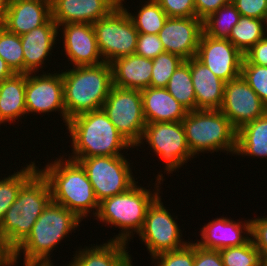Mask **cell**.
<instances>
[{
	"label": "cell",
	"mask_w": 267,
	"mask_h": 266,
	"mask_svg": "<svg viewBox=\"0 0 267 266\" xmlns=\"http://www.w3.org/2000/svg\"><path fill=\"white\" fill-rule=\"evenodd\" d=\"M80 223L73 212L51 201L32 226L28 237L10 254L11 266L19 263L20 253L24 255V266H54L51 252Z\"/></svg>",
	"instance_id": "obj_1"
},
{
	"label": "cell",
	"mask_w": 267,
	"mask_h": 266,
	"mask_svg": "<svg viewBox=\"0 0 267 266\" xmlns=\"http://www.w3.org/2000/svg\"><path fill=\"white\" fill-rule=\"evenodd\" d=\"M64 159L63 156L56 158L54 162H48L44 169L38 168L49 183L52 201L66 207L81 221L90 216L91 209L96 217L99 202L85 169L78 161Z\"/></svg>",
	"instance_id": "obj_2"
},
{
	"label": "cell",
	"mask_w": 267,
	"mask_h": 266,
	"mask_svg": "<svg viewBox=\"0 0 267 266\" xmlns=\"http://www.w3.org/2000/svg\"><path fill=\"white\" fill-rule=\"evenodd\" d=\"M52 201L47 179L38 170L20 189L0 223V241L11 254L30 234L43 210Z\"/></svg>",
	"instance_id": "obj_3"
},
{
	"label": "cell",
	"mask_w": 267,
	"mask_h": 266,
	"mask_svg": "<svg viewBox=\"0 0 267 266\" xmlns=\"http://www.w3.org/2000/svg\"><path fill=\"white\" fill-rule=\"evenodd\" d=\"M67 70L61 73L68 120L102 109L113 86L111 65L103 62L99 65L78 66Z\"/></svg>",
	"instance_id": "obj_4"
},
{
	"label": "cell",
	"mask_w": 267,
	"mask_h": 266,
	"mask_svg": "<svg viewBox=\"0 0 267 266\" xmlns=\"http://www.w3.org/2000/svg\"><path fill=\"white\" fill-rule=\"evenodd\" d=\"M66 126L73 149L69 157L121 156V150L133 147L103 109L78 115L68 120Z\"/></svg>",
	"instance_id": "obj_5"
},
{
	"label": "cell",
	"mask_w": 267,
	"mask_h": 266,
	"mask_svg": "<svg viewBox=\"0 0 267 266\" xmlns=\"http://www.w3.org/2000/svg\"><path fill=\"white\" fill-rule=\"evenodd\" d=\"M156 178L155 182L157 183L154 187L156 189L153 193L150 189L135 184L126 192L104 199L99 203V210L95 219L104 222V224L122 228L118 235L109 240L128 243L133 234H138L142 230L148 207L160 195L158 188L160 186L158 185L164 179L162 174H158Z\"/></svg>",
	"instance_id": "obj_6"
},
{
	"label": "cell",
	"mask_w": 267,
	"mask_h": 266,
	"mask_svg": "<svg viewBox=\"0 0 267 266\" xmlns=\"http://www.w3.org/2000/svg\"><path fill=\"white\" fill-rule=\"evenodd\" d=\"M181 122L193 156L223 150L235 154L237 130L220 110L188 111Z\"/></svg>",
	"instance_id": "obj_7"
},
{
	"label": "cell",
	"mask_w": 267,
	"mask_h": 266,
	"mask_svg": "<svg viewBox=\"0 0 267 266\" xmlns=\"http://www.w3.org/2000/svg\"><path fill=\"white\" fill-rule=\"evenodd\" d=\"M125 157L124 155L92 156L69 157V159L78 161L85 169L95 197L100 203L104 199L126 192L138 183Z\"/></svg>",
	"instance_id": "obj_8"
},
{
	"label": "cell",
	"mask_w": 267,
	"mask_h": 266,
	"mask_svg": "<svg viewBox=\"0 0 267 266\" xmlns=\"http://www.w3.org/2000/svg\"><path fill=\"white\" fill-rule=\"evenodd\" d=\"M125 0L107 16L93 23L97 44L104 62L135 54L139 32L127 13Z\"/></svg>",
	"instance_id": "obj_9"
},
{
	"label": "cell",
	"mask_w": 267,
	"mask_h": 266,
	"mask_svg": "<svg viewBox=\"0 0 267 266\" xmlns=\"http://www.w3.org/2000/svg\"><path fill=\"white\" fill-rule=\"evenodd\" d=\"M102 109L117 131L136 148L147 124L143 114L141 90L113 85Z\"/></svg>",
	"instance_id": "obj_10"
},
{
	"label": "cell",
	"mask_w": 267,
	"mask_h": 266,
	"mask_svg": "<svg viewBox=\"0 0 267 266\" xmlns=\"http://www.w3.org/2000/svg\"><path fill=\"white\" fill-rule=\"evenodd\" d=\"M143 140L148 142L151 150L164 161L166 173L176 171L189 159L194 158L188 147L181 121L147 123L137 147L143 144Z\"/></svg>",
	"instance_id": "obj_11"
},
{
	"label": "cell",
	"mask_w": 267,
	"mask_h": 266,
	"mask_svg": "<svg viewBox=\"0 0 267 266\" xmlns=\"http://www.w3.org/2000/svg\"><path fill=\"white\" fill-rule=\"evenodd\" d=\"M160 197L159 195L148 207L144 225L138 233L139 239L145 243L152 258L163 252L178 250L190 242L181 238V228Z\"/></svg>",
	"instance_id": "obj_12"
},
{
	"label": "cell",
	"mask_w": 267,
	"mask_h": 266,
	"mask_svg": "<svg viewBox=\"0 0 267 266\" xmlns=\"http://www.w3.org/2000/svg\"><path fill=\"white\" fill-rule=\"evenodd\" d=\"M45 73V74H44ZM35 74V75H34ZM26 74L25 105L29 113H51L60 111L65 125L68 123L63 96L62 73Z\"/></svg>",
	"instance_id": "obj_13"
},
{
	"label": "cell",
	"mask_w": 267,
	"mask_h": 266,
	"mask_svg": "<svg viewBox=\"0 0 267 266\" xmlns=\"http://www.w3.org/2000/svg\"><path fill=\"white\" fill-rule=\"evenodd\" d=\"M238 130L246 123L267 113V106L242 76L225 83L223 102L219 109Z\"/></svg>",
	"instance_id": "obj_14"
},
{
	"label": "cell",
	"mask_w": 267,
	"mask_h": 266,
	"mask_svg": "<svg viewBox=\"0 0 267 266\" xmlns=\"http://www.w3.org/2000/svg\"><path fill=\"white\" fill-rule=\"evenodd\" d=\"M196 58L225 83L241 76L244 55L228 39L202 33Z\"/></svg>",
	"instance_id": "obj_15"
},
{
	"label": "cell",
	"mask_w": 267,
	"mask_h": 266,
	"mask_svg": "<svg viewBox=\"0 0 267 266\" xmlns=\"http://www.w3.org/2000/svg\"><path fill=\"white\" fill-rule=\"evenodd\" d=\"M202 33L203 21L197 17H168L158 35L165 52L188 60L196 57Z\"/></svg>",
	"instance_id": "obj_16"
},
{
	"label": "cell",
	"mask_w": 267,
	"mask_h": 266,
	"mask_svg": "<svg viewBox=\"0 0 267 266\" xmlns=\"http://www.w3.org/2000/svg\"><path fill=\"white\" fill-rule=\"evenodd\" d=\"M60 26L63 29V50L73 67L94 66L104 62L98 48L93 24L66 23L59 25L58 29L61 30Z\"/></svg>",
	"instance_id": "obj_17"
},
{
	"label": "cell",
	"mask_w": 267,
	"mask_h": 266,
	"mask_svg": "<svg viewBox=\"0 0 267 266\" xmlns=\"http://www.w3.org/2000/svg\"><path fill=\"white\" fill-rule=\"evenodd\" d=\"M119 5V0H55L51 18L57 24L90 23L107 16Z\"/></svg>",
	"instance_id": "obj_18"
},
{
	"label": "cell",
	"mask_w": 267,
	"mask_h": 266,
	"mask_svg": "<svg viewBox=\"0 0 267 266\" xmlns=\"http://www.w3.org/2000/svg\"><path fill=\"white\" fill-rule=\"evenodd\" d=\"M51 18V6L38 0H9L0 24L19 36L44 25Z\"/></svg>",
	"instance_id": "obj_19"
},
{
	"label": "cell",
	"mask_w": 267,
	"mask_h": 266,
	"mask_svg": "<svg viewBox=\"0 0 267 266\" xmlns=\"http://www.w3.org/2000/svg\"><path fill=\"white\" fill-rule=\"evenodd\" d=\"M248 235L250 236L249 219L242 223L220 217L204 225L201 229V241L197 240L195 244L205 249L221 250L244 245L251 239Z\"/></svg>",
	"instance_id": "obj_20"
},
{
	"label": "cell",
	"mask_w": 267,
	"mask_h": 266,
	"mask_svg": "<svg viewBox=\"0 0 267 266\" xmlns=\"http://www.w3.org/2000/svg\"><path fill=\"white\" fill-rule=\"evenodd\" d=\"M57 24L50 18L44 25L20 36L24 54V74L36 73L43 68L58 37Z\"/></svg>",
	"instance_id": "obj_21"
},
{
	"label": "cell",
	"mask_w": 267,
	"mask_h": 266,
	"mask_svg": "<svg viewBox=\"0 0 267 266\" xmlns=\"http://www.w3.org/2000/svg\"><path fill=\"white\" fill-rule=\"evenodd\" d=\"M190 72L195 90L196 110H219L225 82L196 57L190 59Z\"/></svg>",
	"instance_id": "obj_22"
},
{
	"label": "cell",
	"mask_w": 267,
	"mask_h": 266,
	"mask_svg": "<svg viewBox=\"0 0 267 266\" xmlns=\"http://www.w3.org/2000/svg\"><path fill=\"white\" fill-rule=\"evenodd\" d=\"M141 96L146 123L179 122L188 113L166 88L150 86L141 90Z\"/></svg>",
	"instance_id": "obj_23"
},
{
	"label": "cell",
	"mask_w": 267,
	"mask_h": 266,
	"mask_svg": "<svg viewBox=\"0 0 267 266\" xmlns=\"http://www.w3.org/2000/svg\"><path fill=\"white\" fill-rule=\"evenodd\" d=\"M110 65L114 86L137 90L150 87L152 59L132 54L117 58Z\"/></svg>",
	"instance_id": "obj_24"
},
{
	"label": "cell",
	"mask_w": 267,
	"mask_h": 266,
	"mask_svg": "<svg viewBox=\"0 0 267 266\" xmlns=\"http://www.w3.org/2000/svg\"><path fill=\"white\" fill-rule=\"evenodd\" d=\"M126 244L128 243L123 241L108 240L101 245L79 248L67 266H133Z\"/></svg>",
	"instance_id": "obj_25"
},
{
	"label": "cell",
	"mask_w": 267,
	"mask_h": 266,
	"mask_svg": "<svg viewBox=\"0 0 267 266\" xmlns=\"http://www.w3.org/2000/svg\"><path fill=\"white\" fill-rule=\"evenodd\" d=\"M26 74H14L0 82V124L13 123L26 114Z\"/></svg>",
	"instance_id": "obj_26"
},
{
	"label": "cell",
	"mask_w": 267,
	"mask_h": 266,
	"mask_svg": "<svg viewBox=\"0 0 267 266\" xmlns=\"http://www.w3.org/2000/svg\"><path fill=\"white\" fill-rule=\"evenodd\" d=\"M236 154L267 158V113L237 130Z\"/></svg>",
	"instance_id": "obj_27"
},
{
	"label": "cell",
	"mask_w": 267,
	"mask_h": 266,
	"mask_svg": "<svg viewBox=\"0 0 267 266\" xmlns=\"http://www.w3.org/2000/svg\"><path fill=\"white\" fill-rule=\"evenodd\" d=\"M266 26V20L241 16L228 40L244 55L267 34Z\"/></svg>",
	"instance_id": "obj_28"
},
{
	"label": "cell",
	"mask_w": 267,
	"mask_h": 266,
	"mask_svg": "<svg viewBox=\"0 0 267 266\" xmlns=\"http://www.w3.org/2000/svg\"><path fill=\"white\" fill-rule=\"evenodd\" d=\"M167 91L188 111L196 110L195 90L190 72V59L184 60L170 77Z\"/></svg>",
	"instance_id": "obj_29"
},
{
	"label": "cell",
	"mask_w": 267,
	"mask_h": 266,
	"mask_svg": "<svg viewBox=\"0 0 267 266\" xmlns=\"http://www.w3.org/2000/svg\"><path fill=\"white\" fill-rule=\"evenodd\" d=\"M240 17L239 11L230 2L203 20V33L215 39H228Z\"/></svg>",
	"instance_id": "obj_30"
},
{
	"label": "cell",
	"mask_w": 267,
	"mask_h": 266,
	"mask_svg": "<svg viewBox=\"0 0 267 266\" xmlns=\"http://www.w3.org/2000/svg\"><path fill=\"white\" fill-rule=\"evenodd\" d=\"M8 177L0 179V223L6 211L15 202L21 187L38 171L34 161Z\"/></svg>",
	"instance_id": "obj_31"
},
{
	"label": "cell",
	"mask_w": 267,
	"mask_h": 266,
	"mask_svg": "<svg viewBox=\"0 0 267 266\" xmlns=\"http://www.w3.org/2000/svg\"><path fill=\"white\" fill-rule=\"evenodd\" d=\"M127 13L134 23L136 30L144 34H159V31L164 27L168 19L164 10L155 0L146 1L136 15H132L128 11Z\"/></svg>",
	"instance_id": "obj_32"
},
{
	"label": "cell",
	"mask_w": 267,
	"mask_h": 266,
	"mask_svg": "<svg viewBox=\"0 0 267 266\" xmlns=\"http://www.w3.org/2000/svg\"><path fill=\"white\" fill-rule=\"evenodd\" d=\"M0 57L16 74H24V54L19 35L0 24Z\"/></svg>",
	"instance_id": "obj_33"
},
{
	"label": "cell",
	"mask_w": 267,
	"mask_h": 266,
	"mask_svg": "<svg viewBox=\"0 0 267 266\" xmlns=\"http://www.w3.org/2000/svg\"><path fill=\"white\" fill-rule=\"evenodd\" d=\"M224 266H263L259 251L252 240L235 247L219 250Z\"/></svg>",
	"instance_id": "obj_34"
},
{
	"label": "cell",
	"mask_w": 267,
	"mask_h": 266,
	"mask_svg": "<svg viewBox=\"0 0 267 266\" xmlns=\"http://www.w3.org/2000/svg\"><path fill=\"white\" fill-rule=\"evenodd\" d=\"M184 61L179 55L163 52L152 59L150 86L166 88L168 81L177 67Z\"/></svg>",
	"instance_id": "obj_35"
},
{
	"label": "cell",
	"mask_w": 267,
	"mask_h": 266,
	"mask_svg": "<svg viewBox=\"0 0 267 266\" xmlns=\"http://www.w3.org/2000/svg\"><path fill=\"white\" fill-rule=\"evenodd\" d=\"M241 76L267 106V66L242 64Z\"/></svg>",
	"instance_id": "obj_36"
},
{
	"label": "cell",
	"mask_w": 267,
	"mask_h": 266,
	"mask_svg": "<svg viewBox=\"0 0 267 266\" xmlns=\"http://www.w3.org/2000/svg\"><path fill=\"white\" fill-rule=\"evenodd\" d=\"M152 261L157 262L155 266H194L195 242H189L178 250L160 253Z\"/></svg>",
	"instance_id": "obj_37"
},
{
	"label": "cell",
	"mask_w": 267,
	"mask_h": 266,
	"mask_svg": "<svg viewBox=\"0 0 267 266\" xmlns=\"http://www.w3.org/2000/svg\"><path fill=\"white\" fill-rule=\"evenodd\" d=\"M250 237L264 262L267 259V217L250 219Z\"/></svg>",
	"instance_id": "obj_38"
},
{
	"label": "cell",
	"mask_w": 267,
	"mask_h": 266,
	"mask_svg": "<svg viewBox=\"0 0 267 266\" xmlns=\"http://www.w3.org/2000/svg\"><path fill=\"white\" fill-rule=\"evenodd\" d=\"M163 52H165V50L158 34L139 33L135 52L136 55L154 59Z\"/></svg>",
	"instance_id": "obj_39"
},
{
	"label": "cell",
	"mask_w": 267,
	"mask_h": 266,
	"mask_svg": "<svg viewBox=\"0 0 267 266\" xmlns=\"http://www.w3.org/2000/svg\"><path fill=\"white\" fill-rule=\"evenodd\" d=\"M168 17H196L194 0H155Z\"/></svg>",
	"instance_id": "obj_40"
},
{
	"label": "cell",
	"mask_w": 267,
	"mask_h": 266,
	"mask_svg": "<svg viewBox=\"0 0 267 266\" xmlns=\"http://www.w3.org/2000/svg\"><path fill=\"white\" fill-rule=\"evenodd\" d=\"M241 16L267 21V0H231Z\"/></svg>",
	"instance_id": "obj_41"
},
{
	"label": "cell",
	"mask_w": 267,
	"mask_h": 266,
	"mask_svg": "<svg viewBox=\"0 0 267 266\" xmlns=\"http://www.w3.org/2000/svg\"><path fill=\"white\" fill-rule=\"evenodd\" d=\"M242 64L267 66V34L244 54Z\"/></svg>",
	"instance_id": "obj_42"
},
{
	"label": "cell",
	"mask_w": 267,
	"mask_h": 266,
	"mask_svg": "<svg viewBox=\"0 0 267 266\" xmlns=\"http://www.w3.org/2000/svg\"><path fill=\"white\" fill-rule=\"evenodd\" d=\"M194 266H224L219 250L205 249L195 244Z\"/></svg>",
	"instance_id": "obj_43"
},
{
	"label": "cell",
	"mask_w": 267,
	"mask_h": 266,
	"mask_svg": "<svg viewBox=\"0 0 267 266\" xmlns=\"http://www.w3.org/2000/svg\"><path fill=\"white\" fill-rule=\"evenodd\" d=\"M196 17L200 20L206 19L209 15L216 12L222 6L231 2V0H194Z\"/></svg>",
	"instance_id": "obj_44"
},
{
	"label": "cell",
	"mask_w": 267,
	"mask_h": 266,
	"mask_svg": "<svg viewBox=\"0 0 267 266\" xmlns=\"http://www.w3.org/2000/svg\"><path fill=\"white\" fill-rule=\"evenodd\" d=\"M15 73L11 70V68L7 65L6 61H4L0 57V82L12 77Z\"/></svg>",
	"instance_id": "obj_45"
},
{
	"label": "cell",
	"mask_w": 267,
	"mask_h": 266,
	"mask_svg": "<svg viewBox=\"0 0 267 266\" xmlns=\"http://www.w3.org/2000/svg\"><path fill=\"white\" fill-rule=\"evenodd\" d=\"M0 266H11L10 254L4 249L0 241Z\"/></svg>",
	"instance_id": "obj_46"
},
{
	"label": "cell",
	"mask_w": 267,
	"mask_h": 266,
	"mask_svg": "<svg viewBox=\"0 0 267 266\" xmlns=\"http://www.w3.org/2000/svg\"><path fill=\"white\" fill-rule=\"evenodd\" d=\"M9 0H0V22L5 16V12L8 7Z\"/></svg>",
	"instance_id": "obj_47"
},
{
	"label": "cell",
	"mask_w": 267,
	"mask_h": 266,
	"mask_svg": "<svg viewBox=\"0 0 267 266\" xmlns=\"http://www.w3.org/2000/svg\"><path fill=\"white\" fill-rule=\"evenodd\" d=\"M38 1L44 2V3L48 4L49 6H52L53 3L55 2V0H38Z\"/></svg>",
	"instance_id": "obj_48"
},
{
	"label": "cell",
	"mask_w": 267,
	"mask_h": 266,
	"mask_svg": "<svg viewBox=\"0 0 267 266\" xmlns=\"http://www.w3.org/2000/svg\"><path fill=\"white\" fill-rule=\"evenodd\" d=\"M263 266H267V259L263 262Z\"/></svg>",
	"instance_id": "obj_49"
}]
</instances>
